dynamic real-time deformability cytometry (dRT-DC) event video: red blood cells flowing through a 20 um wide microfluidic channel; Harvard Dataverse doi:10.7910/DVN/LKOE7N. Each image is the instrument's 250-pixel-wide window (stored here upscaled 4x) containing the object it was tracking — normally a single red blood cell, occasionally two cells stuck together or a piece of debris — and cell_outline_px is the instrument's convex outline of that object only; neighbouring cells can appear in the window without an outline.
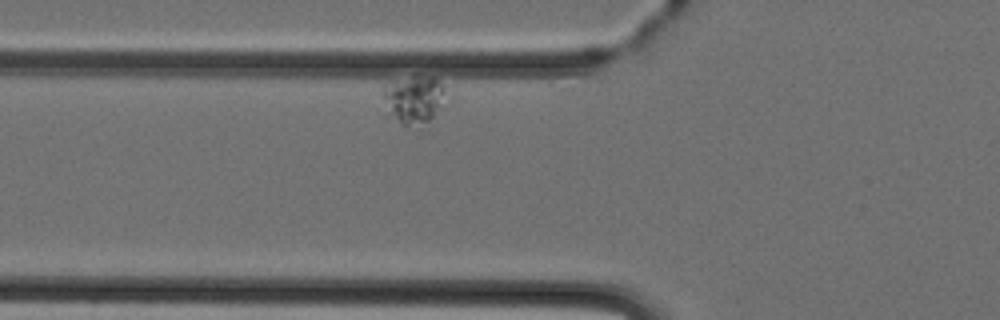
{"species": "Egyptian fruit bat (a non-hibernating species)", "species_latin": "Rousettus aegyptiacus", "temperature_condition": "cold", "stored_images_in_passage": 5, "camera_frame_rate_fps": 3000, "um_per_image_px": 0.085, "animal": {"sex": "female"}, "frame": {"image": 1, "passage_image": 5, "time_ms": 4.667, "image_size_px": [1000, 320], "cell_outline_px": [[452, 100], [448, 104], [428, 120], [404, 128], [388, 112], [384, 96], [384, 84], [392, 80], [428, 76], [436, 76], [452, 96]], "centroid_in_image_um": [35.32, 8.43], "position_along_channel_um": 90.5, "area_um2": 18.15}}